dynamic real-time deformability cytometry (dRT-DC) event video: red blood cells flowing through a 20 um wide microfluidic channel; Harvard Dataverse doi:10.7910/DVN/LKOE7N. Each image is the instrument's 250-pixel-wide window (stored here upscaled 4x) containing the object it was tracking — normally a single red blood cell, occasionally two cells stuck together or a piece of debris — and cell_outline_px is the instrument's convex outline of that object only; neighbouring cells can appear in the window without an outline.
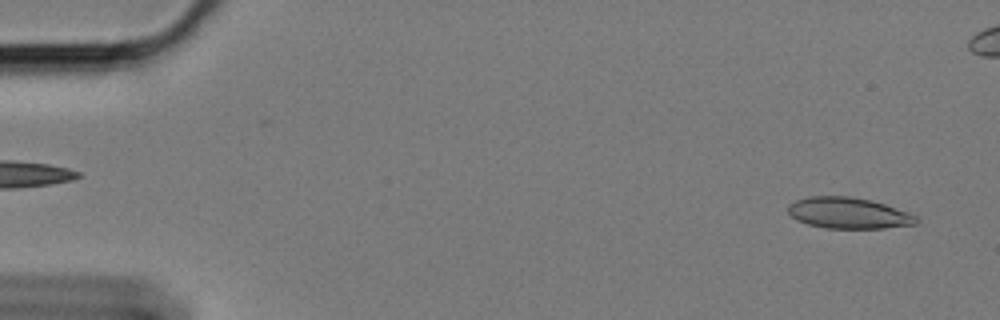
{"species": "Egyptian fruit bat (a non-hibernating species)", "species_latin": "Rousettus aegyptiacus", "temperature_condition": "cold", "stored_images_in_passage": 59, "camera_frame_rate_fps": 3000, "um_per_image_px": 0.085, "animal": {"sex": "female"}, "frame": {"image": 1, "passage_image": 3, "time_ms": 0.667, "image_size_px": [1000, 320], "cell_outline_px": [[920, 220], [916, 224], [884, 228], [824, 228], [808, 224], [796, 220], [788, 212], [788, 204], [796, 200], [808, 196], [848, 196], [872, 200], [884, 204], [916, 216]], "centroid_in_image_um": [72.09, 18.11], "position_along_channel_um": 12.9, "area_um2": 23.18}}
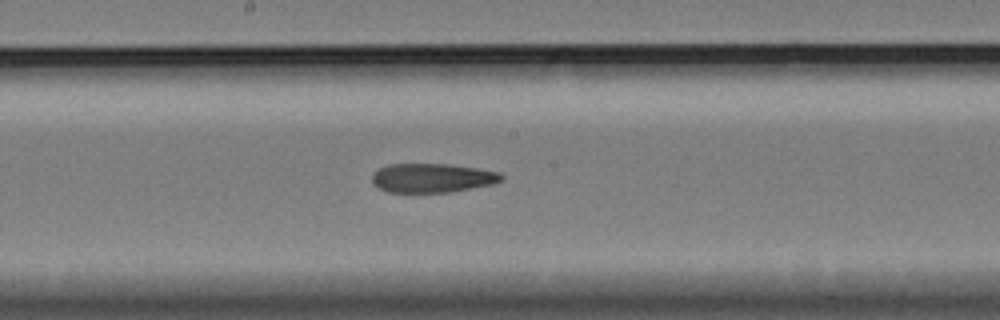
{"frame": {"image": 2, "passage_image": 31, "time_ms": 10.0, "image_size_px": [1000, 320], "cell_outline_px": [[504, 180], [492, 184], [472, 188], [448, 192], [388, 192], [372, 184], [372, 172], [388, 164], [448, 164], [476, 168], [500, 172], [504, 176]], "centroid_in_image_um": [36.73, 15.12], "position_along_channel_um": 211.5, "area_um2": 21.96}}
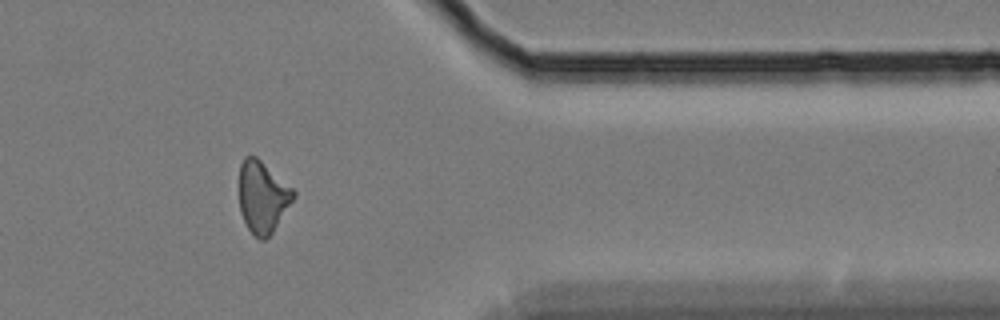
{"frame": {"image": 3, "passage_image": 48, "time_ms": 15.667, "image_size_px": [1000, 320], "cell_outline_px": [[296, 196], [272, 232], [264, 240], [260, 240], [248, 228], [240, 212], [240, 164], [244, 156], [256, 156], [292, 188], [296, 192]], "centroid_in_image_um": [22.32, 16.73], "position_along_channel_um": 389.1, "area_um2": 22.31}, "authors_computed_cell_mechanics": {"area_um2": 22.9466, "velocity_mm_per_s": 3.4047, "shape_relaxation_time_tau1_ms": null, "shape_relaxation_time_tau2_ms": 7.1816, "deformation_change_tau1": null, "deformation_change_tau2": 0.1675}}